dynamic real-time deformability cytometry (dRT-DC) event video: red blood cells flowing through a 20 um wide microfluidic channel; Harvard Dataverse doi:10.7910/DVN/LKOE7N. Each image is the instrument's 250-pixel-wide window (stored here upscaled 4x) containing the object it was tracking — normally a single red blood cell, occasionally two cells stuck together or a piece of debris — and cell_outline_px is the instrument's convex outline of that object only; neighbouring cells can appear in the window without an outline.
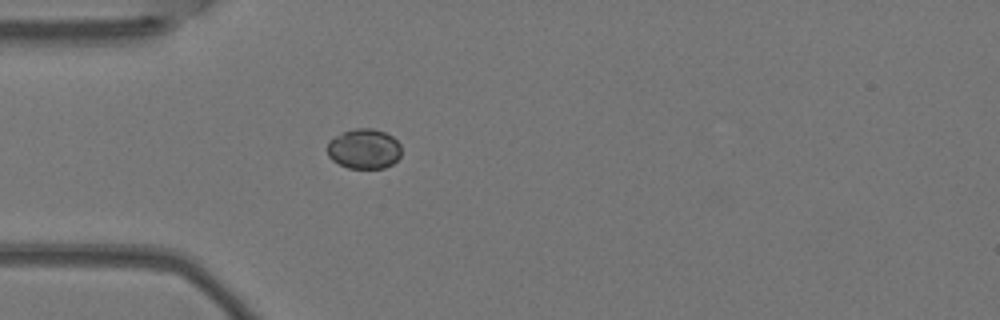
{"species": "Egyptian fruit bat (a non-hibernating species)", "species_latin": "Rousettus aegyptiacus", "temperature_condition": "warm", "stored_images_in_passage": 2, "camera_frame_rate_fps": 3000, "um_per_image_px": 0.085, "animal": {"sex": "female"}, "frame": {"image": 1, "passage_image": 2, "time_ms": 0.333, "image_size_px": [1000, 320], "cell_outline_px": [[400, 156], [392, 164], [384, 168], [348, 168], [332, 160], [328, 156], [328, 140], [344, 132], [356, 128], [372, 128], [384, 132], [392, 136], [400, 144]], "centroid_in_image_um": [30.94, 12.65], "position_along_channel_um": 54.1, "area_um2": 17.17}}